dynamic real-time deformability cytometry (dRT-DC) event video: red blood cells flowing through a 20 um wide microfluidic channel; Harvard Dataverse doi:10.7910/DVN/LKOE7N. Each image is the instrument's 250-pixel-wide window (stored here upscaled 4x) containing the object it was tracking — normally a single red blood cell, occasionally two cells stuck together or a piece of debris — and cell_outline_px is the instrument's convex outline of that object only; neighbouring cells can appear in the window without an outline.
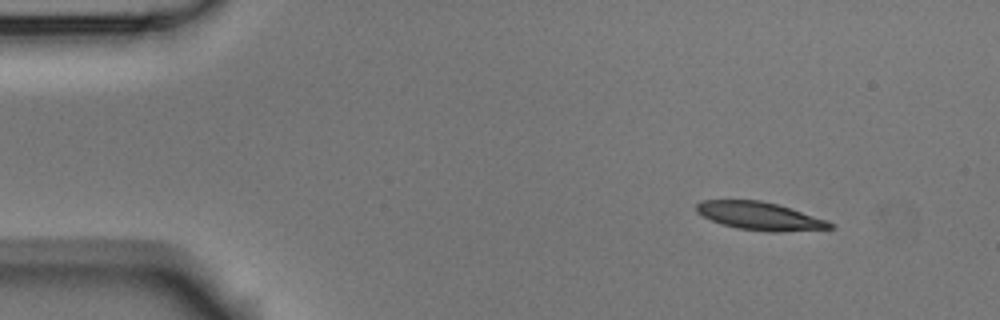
{"species": "Egyptian fruit bat (a non-hibernating species)", "species_latin": "Rousettus aegyptiacus", "temperature_condition": "room temperature", "stored_images_in_passage": 5, "camera_frame_rate_fps": 3000, "um_per_image_px": 0.085, "animal": {"sex": "male"}, "frame": {"image": 1, "passage_image": 1, "time_ms": 0.0, "image_size_px": [1000, 320], "cell_outline_px": [[836, 228], [776, 232], [768, 232], [736, 228], [712, 220], [696, 212], [696, 204], [704, 200], [760, 200], [776, 204], [828, 220], [836, 224]], "centroid_in_image_um": [64.63, 18.37], "position_along_channel_um": 20.4, "area_um2": 21.68}}
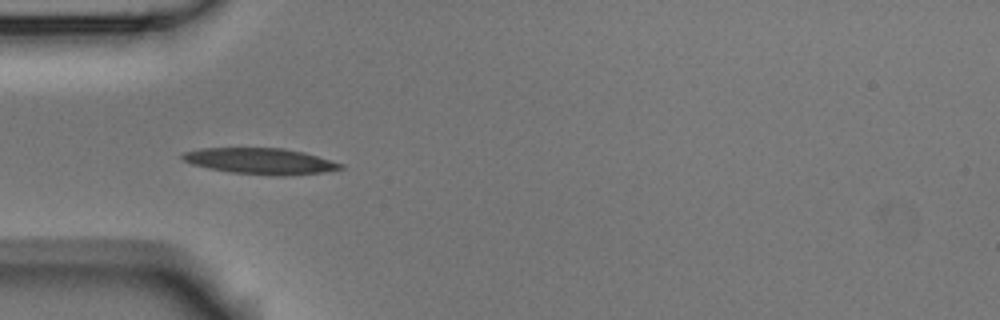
{"frame": {"image": 2, "passage_image": 4, "time_ms": 1.0, "image_size_px": [1000, 320], "cell_outline_px": [[344, 168], [324, 172], [284, 176], [276, 176], [232, 172], [208, 168], [192, 164], [184, 160], [180, 156], [184, 152], [200, 148], [284, 148], [304, 152], [344, 164]], "centroid_in_image_um": [22.15, 13.69], "position_along_channel_um": 62.8, "area_um2": 23.99}}
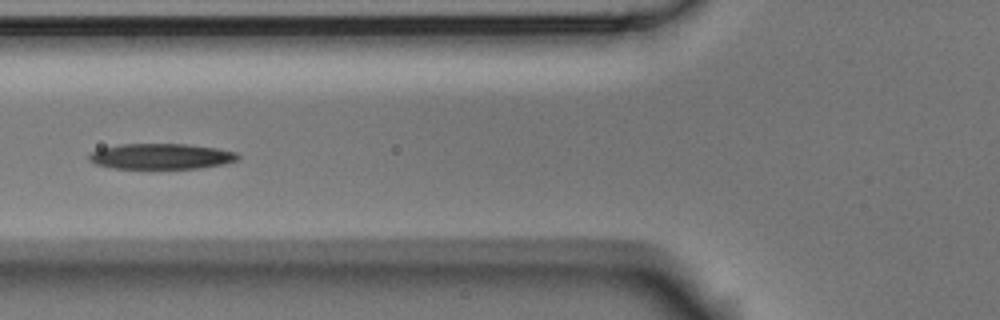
{"frame": {"image": 3, "passage_image": 5, "time_ms": 1.333, "image_size_px": [1000, 320], "cell_outline_px": [[240, 156], [236, 160], [224, 164], [200, 168], [112, 168], [96, 164], [88, 160], [88, 156], [92, 152], [100, 148], [120, 144], [188, 144], [216, 148], [236, 152]], "centroid_in_image_um": [13.69, 13.28], "position_along_channel_um": 112.1, "area_um2": 22.14}}